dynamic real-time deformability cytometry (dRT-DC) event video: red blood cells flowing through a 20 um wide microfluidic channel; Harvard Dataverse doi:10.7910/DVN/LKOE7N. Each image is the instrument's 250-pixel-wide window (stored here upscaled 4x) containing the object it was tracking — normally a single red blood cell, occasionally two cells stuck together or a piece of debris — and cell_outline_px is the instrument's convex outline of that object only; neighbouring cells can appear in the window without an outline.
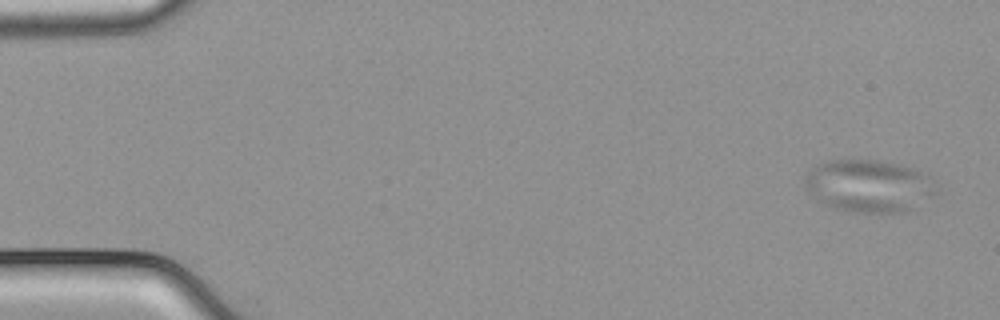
{"species": "common noctule bat (a hibernating species)", "species_latin": "Nyctalus noctula", "temperature_condition": "cold", "stored_images_in_passage": 53, "camera_frame_rate_fps": 3000, "um_per_image_px": 0.085, "animal": {"sex": "male", "body_mass_g": 21.5, "forearm_length_mm": 52.0}, "frame": {"image": 1, "passage_image": 1, "time_ms": 0.0, "image_size_px": [1000, 320], "cell_outline_px": [[940, 188], [932, 196], [908, 212], [856, 212], [836, 208], [816, 200], [804, 188], [804, 172], [816, 164], [828, 160], [880, 160], [900, 164], [916, 168], [932, 176], [936, 180]], "centroid_in_image_um": [73.88, 15.77], "position_along_channel_um": 11.1, "area_um2": 41.1}}
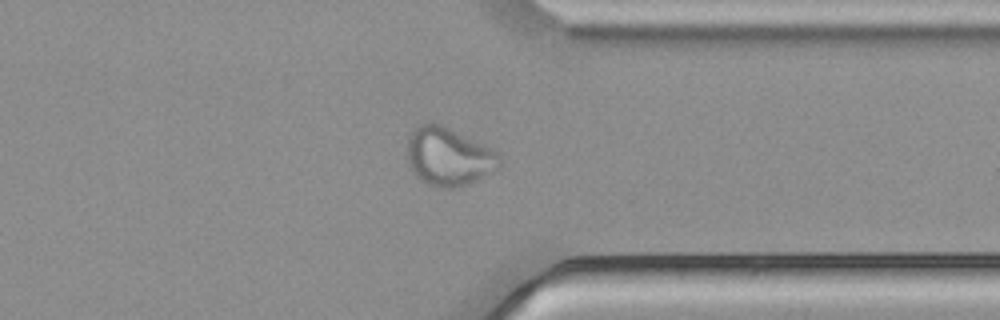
{"frame": {"image": 2, "passage_image": 41, "time_ms": 13.333, "image_size_px": [1000, 320], "cell_outline_px": [[504, 160], [500, 168], [468, 184], [452, 188], [436, 188], [420, 180], [416, 176], [408, 164], [408, 136], [420, 124], [432, 120], [492, 148]], "centroid_in_image_um": [38.15, 13.31], "position_along_channel_um": 373.3, "area_um2": 31.62}}